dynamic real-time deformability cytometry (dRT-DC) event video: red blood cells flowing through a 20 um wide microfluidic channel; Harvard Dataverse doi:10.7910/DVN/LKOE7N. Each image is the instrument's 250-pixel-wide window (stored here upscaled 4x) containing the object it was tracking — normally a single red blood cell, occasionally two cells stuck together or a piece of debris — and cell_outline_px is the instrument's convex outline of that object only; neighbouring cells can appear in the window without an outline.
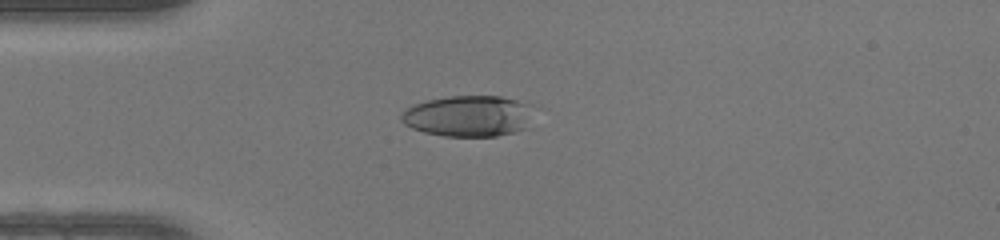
{"species": "human", "species_latin": "Homo sapiens", "temperature_condition": "warm", "stored_images_in_passage": 37, "camera_frame_rate_fps": 3000, "um_per_image_px": 0.085, "donor": {"sex": "female"}, "frame": {"image": 1, "passage_image": 1, "time_ms": 0.0, "image_size_px": [1000, 240], "cell_outline_px": [[528, 128], [496, 136], [444, 136], [424, 132], [412, 128], [404, 124], [400, 120], [400, 116], [408, 108], [416, 104], [428, 100], [452, 96], [500, 96], [516, 100], [528, 104]], "centroid_in_image_um": [39.76, 9.87], "position_along_channel_um": 45.2, "area_um2": 31.15}}
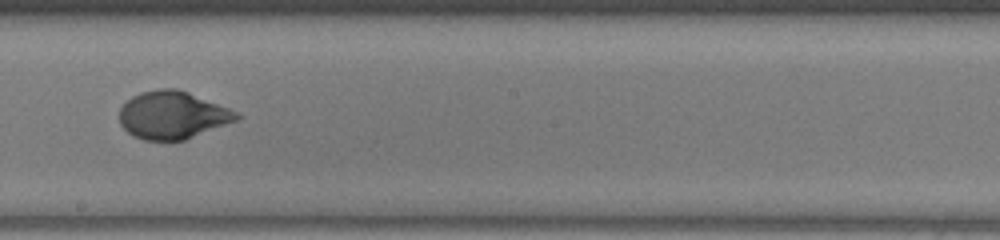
{"frame": {"image": 2, "passage_image": 16, "time_ms": 5.0, "image_size_px": [1000, 240], "cell_outline_px": [[244, 116], [236, 120], [184, 140], [144, 140], [132, 136], [120, 124], [120, 108], [132, 96], [140, 92], [156, 88], [176, 88], [188, 92], [228, 108]], "centroid_in_image_um": [14.63, 9.77], "position_along_channel_um": 233.6, "area_um2": 32.31}}
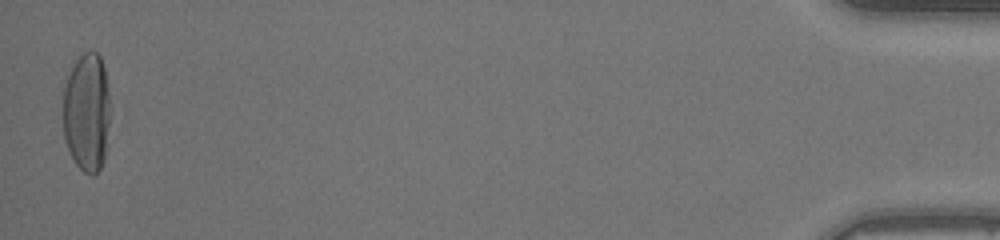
{"frame": {"image": 3, "passage_image": 37, "time_ms": 12.0, "image_size_px": [1000, 240], "cell_outline_px": [[112, 112], [104, 160], [100, 168], [92, 176], [84, 172], [76, 164], [68, 148], [64, 136], [64, 88], [68, 76], [76, 60], [84, 52], [96, 52], [100, 56], [104, 68]], "centroid_in_image_um": [7.42, 9.56], "position_along_channel_um": 427.8, "area_um2": 32.83}, "authors_computed_cell_mechanics": {"area_um2": 32.4258, "velocity_mm_per_s": 4.1729, "shape_relaxation_time_tau1_ms": 6.4574, "shape_relaxation_time_tau2_ms": null, "deformation_change_tau1": 0.2995, "deformation_change_tau2": null}}